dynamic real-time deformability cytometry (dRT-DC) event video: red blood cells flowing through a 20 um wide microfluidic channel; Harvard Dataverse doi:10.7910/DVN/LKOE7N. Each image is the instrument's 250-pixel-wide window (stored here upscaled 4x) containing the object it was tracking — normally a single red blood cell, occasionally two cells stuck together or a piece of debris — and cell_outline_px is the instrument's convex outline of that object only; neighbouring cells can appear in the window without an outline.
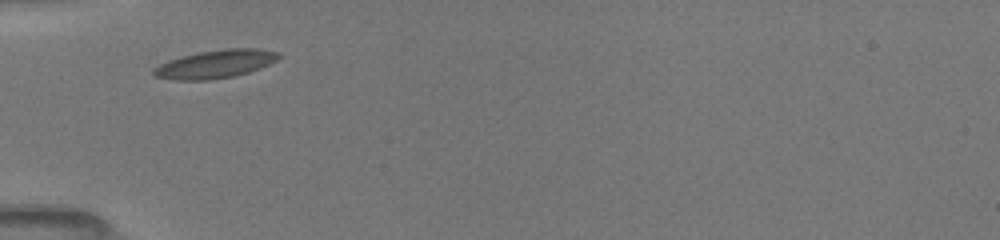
{"species": "common noctule bat (a hibernating species)", "species_latin": "Nyctalus noctula", "temperature_condition": "room temperature", "stored_images_in_passage": 26, "camera_frame_rate_fps": 3000, "um_per_image_px": 0.085, "animal": {"sex": "female", "body_mass_g": 19.5, "forearm_length_mm": 54.1}, "frame": {"image": 1, "passage_image": 1, "time_ms": 0.0, "image_size_px": [1000, 240], "cell_outline_px": [[280, 56], [276, 60], [260, 68], [248, 72], [232, 76], [208, 80], [176, 80], [156, 76], [152, 72], [152, 68], [168, 60], [196, 52], [224, 48], [256, 48], [280, 52]], "centroid_in_image_um": [18.3, 5.43], "position_along_channel_um": 66.7, "area_um2": 20.52}}
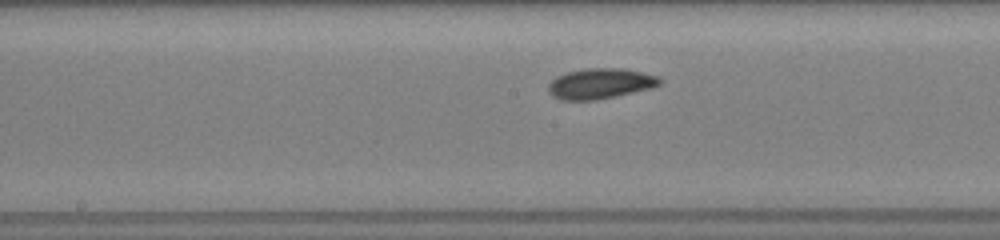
{"frame": {"image": 2, "passage_image": 11, "time_ms": 3.333, "image_size_px": [1000, 240], "cell_outline_px": [[664, 80], [660, 84], [652, 88], [616, 96], [596, 100], [560, 100], [552, 96], [548, 92], [548, 84], [556, 76], [568, 72], [584, 68], [624, 68], [660, 76]], "centroid_in_image_um": [51.04, 7.1], "position_along_channel_um": 197.2, "area_um2": 20.06}}
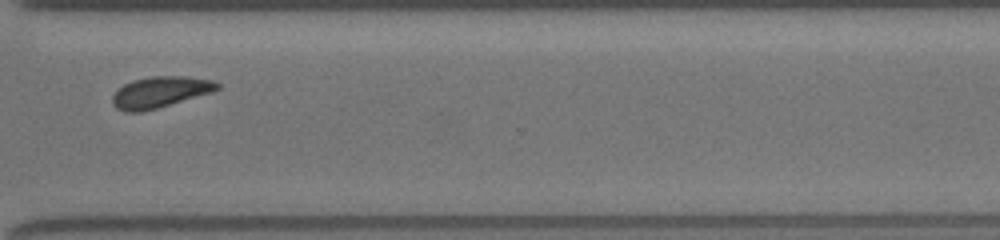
{"frame": {"image": 3, "passage_image": 23, "time_ms": 7.333, "image_size_px": [1000, 240], "cell_outline_px": [[220, 88], [212, 92], [156, 108], [140, 112], [124, 112], [116, 108], [112, 104], [112, 96], [116, 88], [132, 80], [152, 76], [184, 76], [212, 80], [220, 84]], "centroid_in_image_um": [13.56, 7.82], "position_along_channel_um": 357.0, "area_um2": 19.02}}